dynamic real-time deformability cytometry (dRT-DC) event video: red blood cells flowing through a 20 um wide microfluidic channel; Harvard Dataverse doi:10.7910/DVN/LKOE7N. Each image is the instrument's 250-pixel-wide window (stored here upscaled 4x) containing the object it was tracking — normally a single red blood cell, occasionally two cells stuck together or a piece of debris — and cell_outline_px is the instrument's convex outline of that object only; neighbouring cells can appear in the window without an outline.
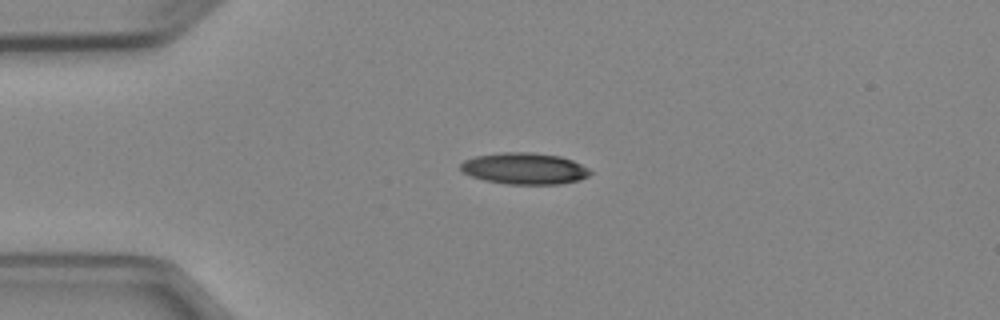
{"species": "Egyptian fruit bat (a non-hibernating species)", "species_latin": "Rousettus aegyptiacus", "temperature_condition": "cold", "stored_images_in_passage": 5, "camera_frame_rate_fps": 3000, "um_per_image_px": 0.085, "animal": {"sex": "female"}, "frame": {"image": 1, "passage_image": 5, "time_ms": 5.667, "image_size_px": [1000, 320], "cell_outline_px": [[592, 172], [588, 176], [580, 180], [560, 184], [504, 184], [484, 180], [472, 176], [464, 172], [460, 168], [460, 164], [464, 160], [476, 156], [500, 152], [532, 152], [560, 156], [572, 160], [588, 168]], "centroid_in_image_um": [44.58, 14.32], "position_along_channel_um": 40.4, "area_um2": 23.81}}